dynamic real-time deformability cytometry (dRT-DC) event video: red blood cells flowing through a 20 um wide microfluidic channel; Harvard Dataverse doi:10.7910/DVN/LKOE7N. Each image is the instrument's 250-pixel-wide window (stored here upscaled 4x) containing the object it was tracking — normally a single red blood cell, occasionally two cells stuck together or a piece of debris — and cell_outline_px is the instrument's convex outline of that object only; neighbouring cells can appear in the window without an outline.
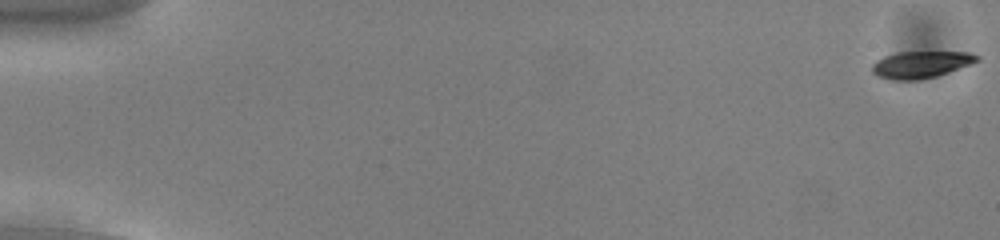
{"species": "common noctule bat (a hibernating species)", "species_latin": "Nyctalus noctula", "temperature_condition": "cold", "stored_images_in_passage": 13, "camera_frame_rate_fps": 3000, "um_per_image_px": 0.085, "animal": {"sex": "male", "body_mass_g": 13.0, "forearm_length_mm": 53.1}, "frame": {"image": 1, "passage_image": 1, "time_ms": 0.0, "image_size_px": [1000, 240], "cell_outline_px": [[980, 60], [972, 64], [936, 76], [920, 80], [896, 80], [876, 76], [872, 72], [872, 64], [876, 60], [884, 56], [896, 52], [972, 52], [980, 56]], "centroid_in_image_um": [78.29, 5.48], "position_along_channel_um": 6.7, "area_um2": 16.59}}